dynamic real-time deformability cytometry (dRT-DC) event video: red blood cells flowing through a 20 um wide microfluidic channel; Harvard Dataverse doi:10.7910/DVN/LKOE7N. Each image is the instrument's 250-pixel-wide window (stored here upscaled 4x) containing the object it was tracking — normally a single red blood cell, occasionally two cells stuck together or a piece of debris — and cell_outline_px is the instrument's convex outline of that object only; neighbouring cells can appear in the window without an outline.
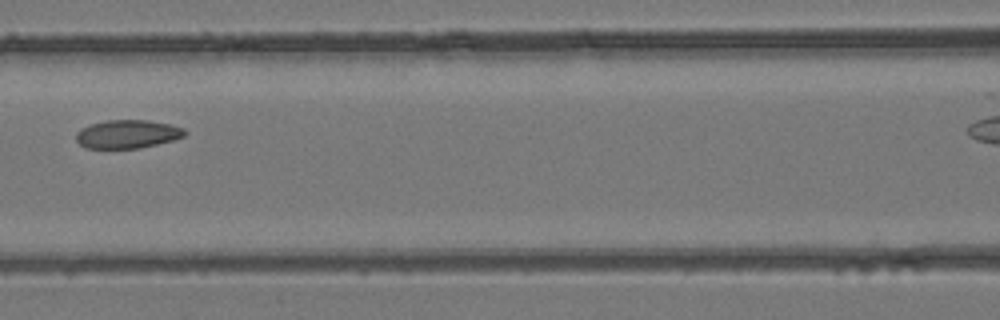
{"species": "common noctule bat (a hibernating species)", "species_latin": "Nyctalus noctula", "temperature_condition": "room temperature", "stored_images_in_passage": 5, "segment_of_instrument_passage": [1, 2], "camera_frame_rate_fps": 3000, "um_per_image_px": 0.085, "animal": {"sex": "female", "body_mass_g": 24.6, "forearm_length_mm": 56.2}, "frame": {"image": 1, "passage_image": 4, "time_ms": 1.0, "image_size_px": [1000, 320], "cell_outline_px": [[188, 132], [184, 136], [172, 140], [140, 148], [84, 148], [76, 140], [76, 132], [80, 128], [92, 124], [108, 120], [148, 120], [168, 124], [184, 128]], "centroid_in_image_um": [10.82, 11.4], "position_along_channel_um": 155.8, "area_um2": 17.92}}